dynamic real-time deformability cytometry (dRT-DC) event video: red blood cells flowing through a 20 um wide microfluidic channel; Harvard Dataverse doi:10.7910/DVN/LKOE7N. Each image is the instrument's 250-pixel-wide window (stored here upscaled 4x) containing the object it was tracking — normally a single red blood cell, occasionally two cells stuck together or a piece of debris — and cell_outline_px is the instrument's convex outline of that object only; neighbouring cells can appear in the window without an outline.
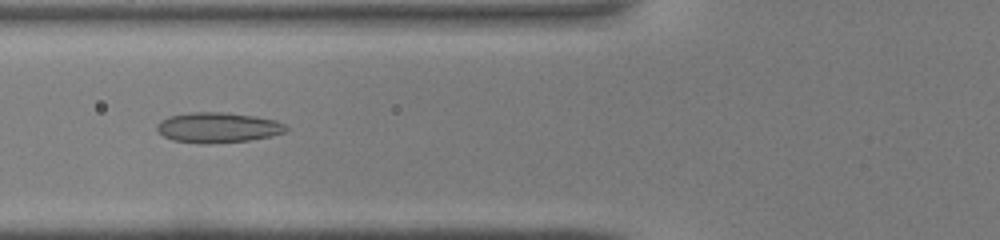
{"species": "common noctule bat (a hibernating species)", "species_latin": "Nyctalus noctula", "temperature_condition": "warm", "stored_images_in_passage": 35, "camera_frame_rate_fps": 3000, "um_per_image_px": 0.085, "animal": {"sex": "male", "body_mass_g": 19.0, "forearm_length_mm": 50.8}, "frame": {"image": 1, "passage_image": 8, "time_ms": 2.333, "image_size_px": [1000, 240], "cell_outline_px": [[288, 132], [272, 136], [248, 140], [208, 144], [200, 144], [172, 140], [164, 136], [156, 128], [156, 124], [160, 120], [168, 116], [188, 112], [224, 112], [256, 116], [276, 120], [284, 124], [288, 128]], "centroid_in_image_um": [18.52, 10.84], "position_along_channel_um": 107.3, "area_um2": 23.06}}
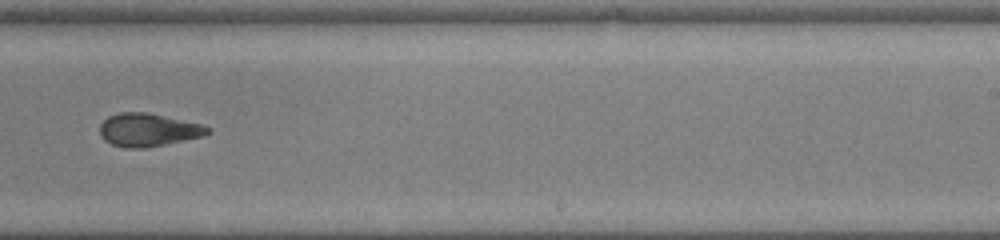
{"frame": {"image": 2, "passage_image": 19, "time_ms": 6.0, "image_size_px": [1000, 240], "cell_outline_px": [[212, 132], [204, 136], [144, 148], [124, 148], [112, 144], [104, 140], [100, 136], [100, 124], [108, 116], [120, 112], [148, 112], [204, 124], [212, 128]], "centroid_in_image_um": [12.63, 11.03], "position_along_channel_um": 276.4, "area_um2": 21.04}}
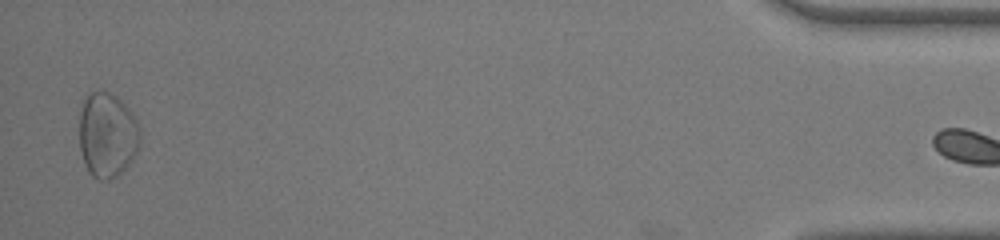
{"frame": {"image": 3, "passage_image": 34, "time_ms": 11.0, "image_size_px": [1000, 240], "cell_outline_px": [[140, 144], [132, 160], [116, 176], [108, 180], [100, 180], [92, 176], [88, 172], [84, 164], [80, 152], [80, 112], [84, 100], [88, 92], [108, 92], [116, 96], [128, 108], [136, 120], [140, 128]], "centroid_in_image_um": [9.11, 11.49], "position_along_channel_um": 426.1, "area_um2": 30.06}}